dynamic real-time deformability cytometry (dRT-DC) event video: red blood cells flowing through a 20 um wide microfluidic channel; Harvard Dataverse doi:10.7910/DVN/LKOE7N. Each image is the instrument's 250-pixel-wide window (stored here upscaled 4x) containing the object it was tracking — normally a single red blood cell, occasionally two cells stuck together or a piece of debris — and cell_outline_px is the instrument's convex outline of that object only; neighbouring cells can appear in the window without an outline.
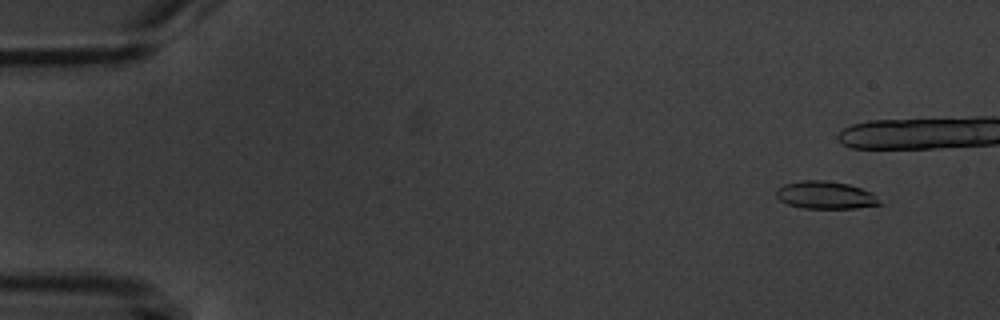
{"species": "common noctule bat (a hibernating species)", "species_latin": "Nyctalus noctula", "temperature_condition": "warm", "stored_images_in_passage": 9, "camera_frame_rate_fps": 3000, "um_per_image_px": 0.085, "animal": {"sex": "male", "body_mass_g": 20.1, "forearm_length_mm": 53.5}, "frame": {"image": 1, "passage_image": 2, "time_ms": 1.333, "image_size_px": [1000, 320], "cell_outline_px": [[884, 204], [856, 208], [804, 208], [788, 204], [780, 200], [776, 196], [776, 188], [784, 184], [804, 180], [824, 180], [848, 184], [872, 192]], "centroid_in_image_um": [70.18, 16.58], "position_along_channel_um": 14.8, "area_um2": 16.65}}